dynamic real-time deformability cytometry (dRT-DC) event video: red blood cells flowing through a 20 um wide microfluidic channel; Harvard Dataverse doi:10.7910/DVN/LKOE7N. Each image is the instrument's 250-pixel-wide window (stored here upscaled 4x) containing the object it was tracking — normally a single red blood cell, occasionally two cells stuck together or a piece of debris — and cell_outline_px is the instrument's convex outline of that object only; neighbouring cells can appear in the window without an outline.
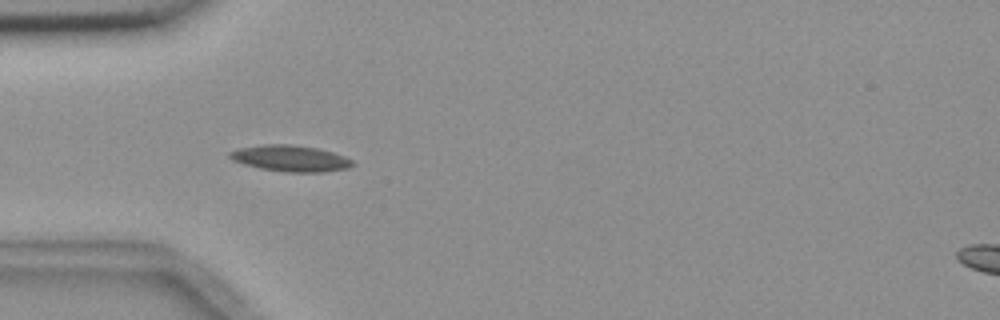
{"species": "common noctule bat (a hibernating species)", "species_latin": "Nyctalus noctula", "temperature_condition": "room temperature", "stored_images_in_passage": 6, "camera_frame_rate_fps": 3000, "um_per_image_px": 0.085, "animal": {"sex": "female", "body_mass_g": 18.4}, "frame": {"image": 1, "passage_image": 4, "time_ms": 3.667, "image_size_px": [1000, 320], "cell_outline_px": [[356, 164], [348, 168], [324, 172], [284, 172], [260, 168], [244, 164], [232, 160], [228, 156], [228, 152], [240, 148], [264, 144], [292, 144], [316, 148], [332, 152], [344, 156], [352, 160]], "centroid_in_image_um": [24.69, 13.46], "position_along_channel_um": 60.3, "area_um2": 18.79}}
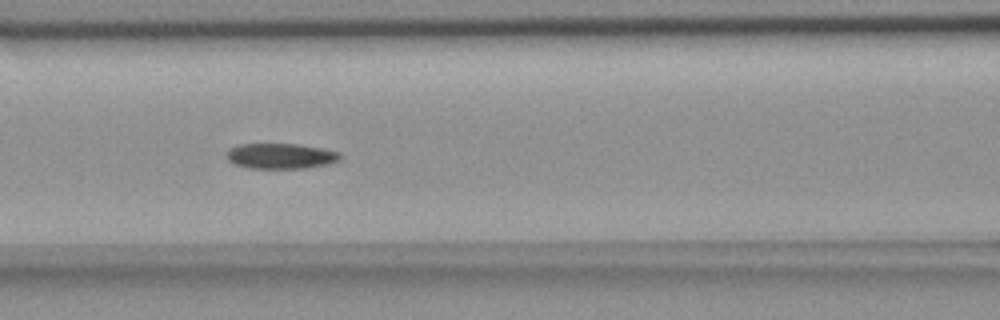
{"frame": {"image": 2, "passage_image": 6, "time_ms": 6.0, "image_size_px": [1000, 320], "cell_outline_px": [[340, 160], [328, 164], [304, 168], [248, 168], [236, 164], [228, 160], [228, 148], [240, 144], [300, 144], [340, 152]], "centroid_in_image_um": [23.87, 13.26], "position_along_channel_um": 142.7, "area_um2": 16.7}}